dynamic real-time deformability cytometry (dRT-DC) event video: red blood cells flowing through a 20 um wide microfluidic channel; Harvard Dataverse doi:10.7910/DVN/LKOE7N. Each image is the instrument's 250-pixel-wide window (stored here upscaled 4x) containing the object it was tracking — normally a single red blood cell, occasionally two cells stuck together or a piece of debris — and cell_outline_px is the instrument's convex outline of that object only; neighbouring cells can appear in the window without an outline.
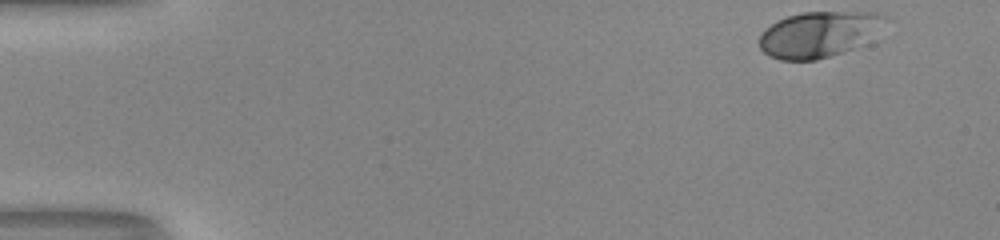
{"species": "human", "species_latin": "Homo sapiens", "temperature_condition": "room temperature", "stored_images_in_passage": 42, "camera_frame_rate_fps": 3000, "um_per_image_px": 0.085, "donor": {"sex": "male"}, "frame": {"image": 1, "passage_image": 1, "time_ms": 0.0, "image_size_px": [1000, 240], "cell_outline_px": [[892, 16], [860, 44], [852, 48], [816, 60], [780, 60], [768, 56], [760, 48], [760, 36], [764, 28], [776, 20], [800, 12], [884, 12]], "centroid_in_image_um": [69.56, 2.88], "position_along_channel_um": 15.4, "area_um2": 33.41}}
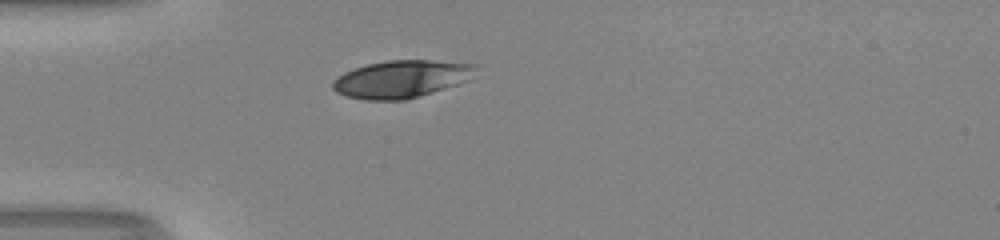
{"frame": {"image": 2, "passage_image": 13, "time_ms": 4.0, "image_size_px": [1000, 240], "cell_outline_px": [[480, 64], [468, 80], [420, 96], [404, 100], [364, 100], [344, 96], [336, 92], [332, 88], [332, 80], [344, 72], [368, 64], [388, 60], [428, 60]], "centroid_in_image_um": [34.09, 6.72], "position_along_channel_um": 50.9, "area_um2": 31.21}}
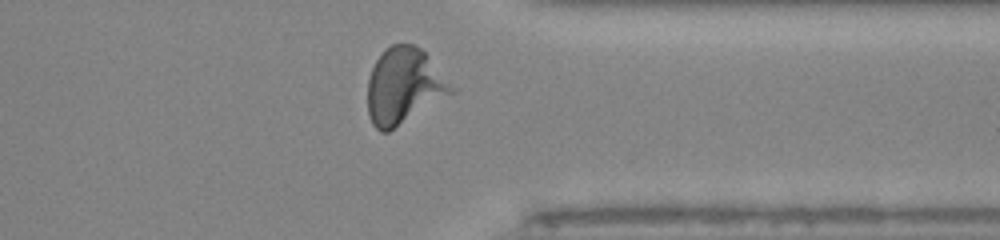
{"frame": {"image": 3, "passage_image": 39, "time_ms": 12.667, "image_size_px": [1000, 240], "cell_outline_px": [[456, 92], [388, 132], [380, 132], [372, 124], [368, 112], [368, 80], [372, 68], [376, 60], [392, 44], [412, 44], [420, 48], [424, 52], [456, 88]], "centroid_in_image_um": [34.35, 7.34], "position_along_channel_um": 377.0, "area_um2": 36.82}, "authors_computed_cell_mechanics": {"area_um2": 33.235, "velocity_mm_per_s": 3.9849, "shape_relaxation_time_tau1_ms": 3.8425, "shape_relaxation_time_tau2_ms": null, "deformation_change_tau1": 0.2031, "deformation_change_tau2": null}}